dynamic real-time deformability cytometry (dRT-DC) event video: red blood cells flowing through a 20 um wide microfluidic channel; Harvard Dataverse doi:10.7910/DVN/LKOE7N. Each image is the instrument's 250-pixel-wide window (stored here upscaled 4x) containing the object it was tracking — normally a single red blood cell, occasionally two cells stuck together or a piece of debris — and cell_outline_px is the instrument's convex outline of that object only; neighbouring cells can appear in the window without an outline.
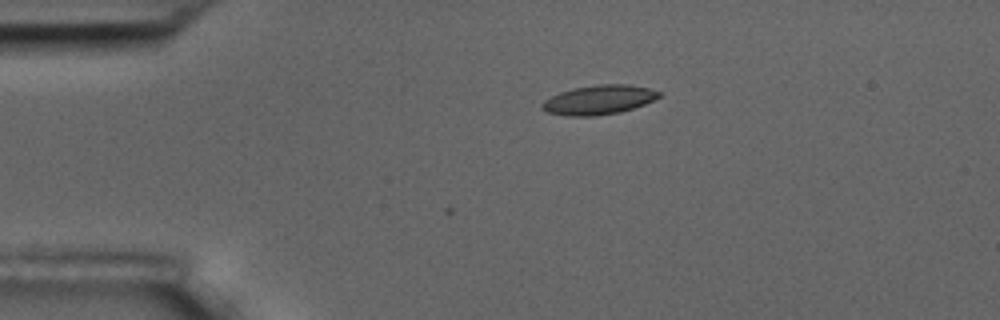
{"species": "common noctule bat (a hibernating species)", "species_latin": "Nyctalus noctula", "temperature_condition": "room temperature", "stored_images_in_passage": 5, "camera_frame_rate_fps": 3000, "um_per_image_px": 0.085, "animal": {"sex": "male", "body_mass_g": 17.5, "forearm_length_mm": 52.3}, "frame": {"image": 1, "passage_image": 2, "time_ms": 1.333, "image_size_px": [1000, 320], "cell_outline_px": [[660, 96], [644, 104], [620, 112], [596, 116], [568, 116], [548, 112], [540, 108], [540, 104], [544, 100], [560, 92], [572, 88], [596, 84], [628, 84], [648, 88], [660, 92]], "centroid_in_image_um": [50.86, 8.48], "position_along_channel_um": 34.1, "area_um2": 19.94}}
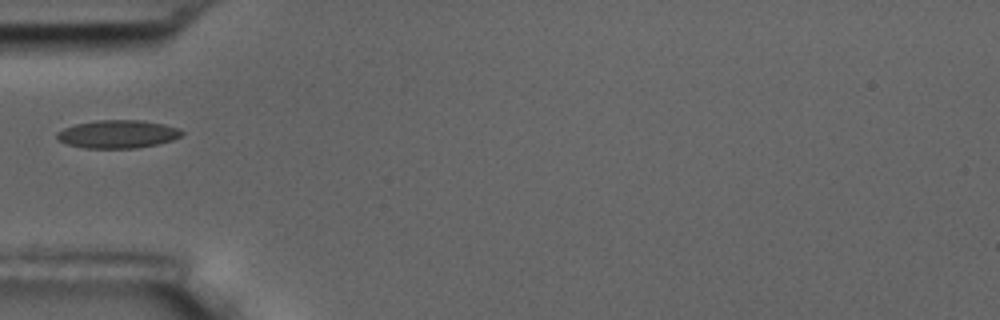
{"frame": {"image": 2, "passage_image": 4, "time_ms": 3.667, "image_size_px": [1000, 320], "cell_outline_px": [[184, 132], [180, 136], [172, 140], [156, 144], [136, 148], [84, 148], [68, 144], [56, 140], [56, 132], [64, 128], [76, 124], [96, 120], [140, 120], [164, 124], [180, 128]], "centroid_in_image_um": [9.99, 11.4], "position_along_channel_um": 75.0, "area_um2": 20.46}}